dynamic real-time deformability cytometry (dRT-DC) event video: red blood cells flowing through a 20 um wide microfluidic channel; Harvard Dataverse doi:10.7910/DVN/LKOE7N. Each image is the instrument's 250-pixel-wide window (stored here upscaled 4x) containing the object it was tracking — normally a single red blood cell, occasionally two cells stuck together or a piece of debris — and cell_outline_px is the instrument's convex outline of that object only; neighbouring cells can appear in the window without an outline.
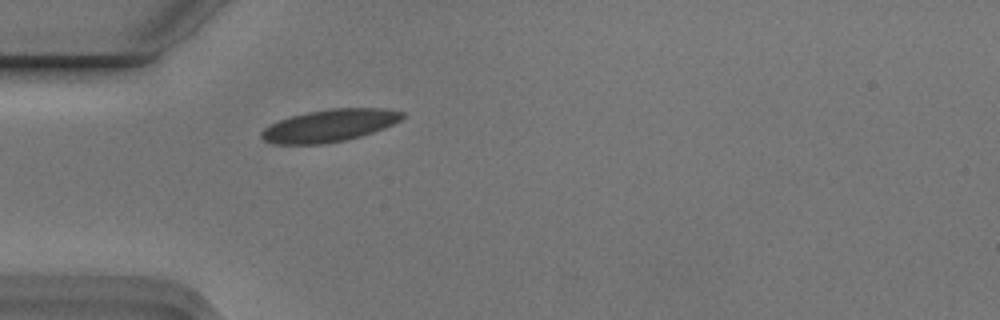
{"species": "Egyptian fruit bat (a non-hibernating species)", "species_latin": "Rousettus aegyptiacus", "temperature_condition": "cold", "stored_images_in_passage": 1, "camera_frame_rate_fps": 3000, "um_per_image_px": 0.085, "animal": {"sex": "male"}, "frame": {"image": 1, "passage_image": 1, "time_ms": 0.0, "image_size_px": [1000, 320], "cell_outline_px": [[404, 116], [400, 120], [384, 128], [360, 136], [344, 140], [320, 144], [276, 144], [264, 140], [260, 136], [260, 132], [264, 128], [280, 120], [292, 116], [308, 112], [328, 108], [384, 108], [404, 112]], "centroid_in_image_um": [28.01, 10.66], "position_along_channel_um": 57.0, "area_um2": 26.3}}